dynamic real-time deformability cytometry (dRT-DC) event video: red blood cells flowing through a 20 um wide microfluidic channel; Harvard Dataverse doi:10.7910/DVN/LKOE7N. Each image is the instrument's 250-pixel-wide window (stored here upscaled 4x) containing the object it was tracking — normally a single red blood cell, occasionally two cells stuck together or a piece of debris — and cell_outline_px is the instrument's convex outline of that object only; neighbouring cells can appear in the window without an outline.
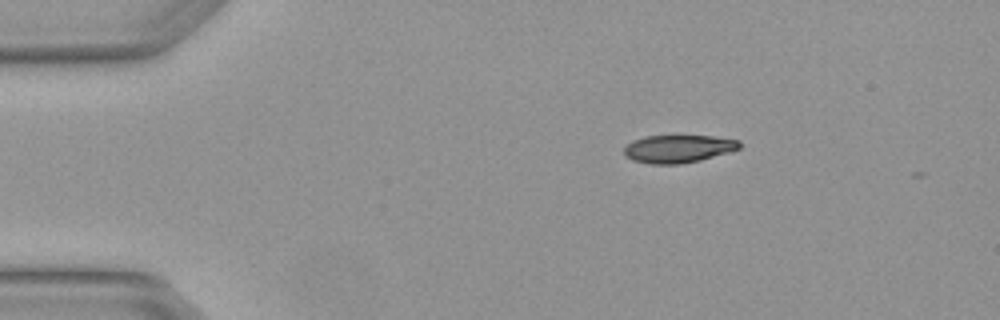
{"species": "Egyptian fruit bat (a non-hibernating species)", "species_latin": "Rousettus aegyptiacus", "temperature_condition": "warm", "stored_images_in_passage": 4, "camera_frame_rate_fps": 3000, "um_per_image_px": 0.085, "animal": {"sex": "female"}, "frame": {"image": 1, "passage_image": 2, "time_ms": 0.333, "image_size_px": [1000, 320], "cell_outline_px": [[740, 148], [728, 152], [700, 160], [680, 164], [652, 164], [632, 160], [624, 156], [624, 148], [632, 140], [644, 136], [712, 136], [740, 140]], "centroid_in_image_um": [57.62, 12.64], "position_along_channel_um": 27.4, "area_um2": 18.67}}
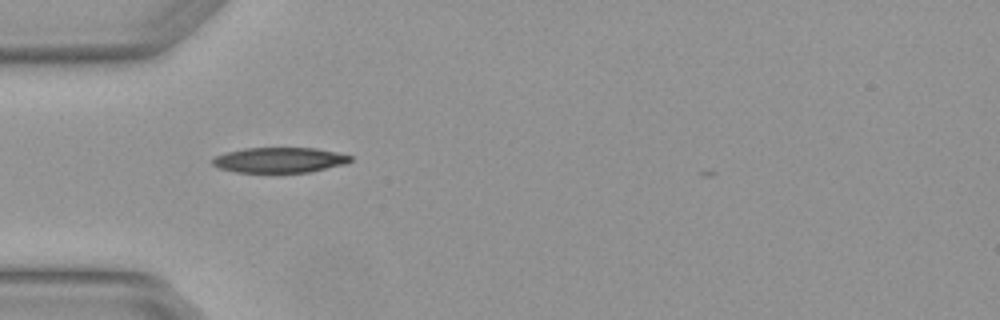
{"frame": {"image": 2, "passage_image": 4, "time_ms": 1.0, "image_size_px": [1000, 320], "cell_outline_px": [[352, 160], [344, 164], [308, 172], [236, 172], [220, 168], [212, 164], [212, 156], [224, 152], [244, 148], [316, 148], [336, 152], [352, 156]], "centroid_in_image_um": [23.71, 13.59], "position_along_channel_um": 61.3, "area_um2": 20.29}}